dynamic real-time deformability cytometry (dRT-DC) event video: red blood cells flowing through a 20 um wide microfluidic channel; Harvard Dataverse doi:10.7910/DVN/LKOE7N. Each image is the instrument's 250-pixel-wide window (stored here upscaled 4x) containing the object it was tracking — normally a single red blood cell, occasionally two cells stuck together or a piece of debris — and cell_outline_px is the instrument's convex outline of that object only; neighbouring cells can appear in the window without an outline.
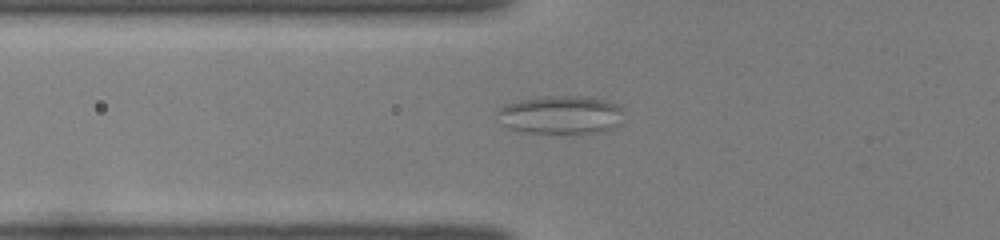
{"species": "common noctule bat (a hibernating species)", "species_latin": "Nyctalus noctula", "temperature_condition": "room temperature", "stored_images_in_passage": 39, "camera_frame_rate_fps": 3000, "um_per_image_px": 0.085, "animal": {"sex": "female", "body_mass_g": 22.0, "forearm_length_mm": 56.7}, "frame": {"image": 1, "passage_image": 6, "time_ms": 1.667, "image_size_px": [1000, 240], "cell_outline_px": [[620, 124], [612, 128], [596, 132], [524, 132], [512, 128], [504, 124], [496, 112], [504, 104], [516, 100], [544, 96], [588, 96], [604, 100], [616, 104], [620, 108]], "centroid_in_image_um": [47.63, 9.73], "position_along_channel_um": 78.2, "area_um2": 27.69}}
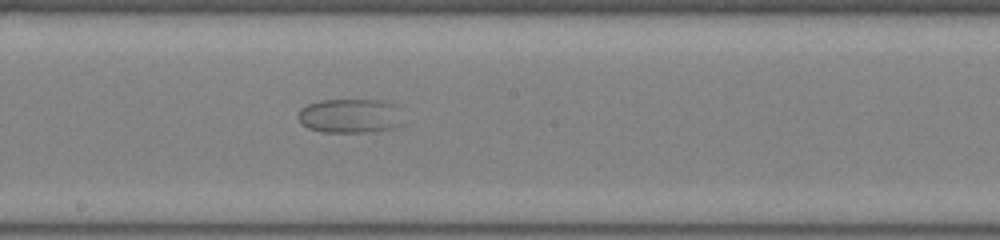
{"frame": {"image": 2, "passage_image": 17, "time_ms": 5.333, "image_size_px": [1000, 240], "cell_outline_px": [[404, 124], [392, 128], [372, 132], [320, 132], [308, 128], [300, 124], [300, 108], [308, 104], [320, 100], [384, 100], [396, 104]], "centroid_in_image_um": [29.79, 9.85], "position_along_channel_um": 218.4, "area_um2": 21.21}}
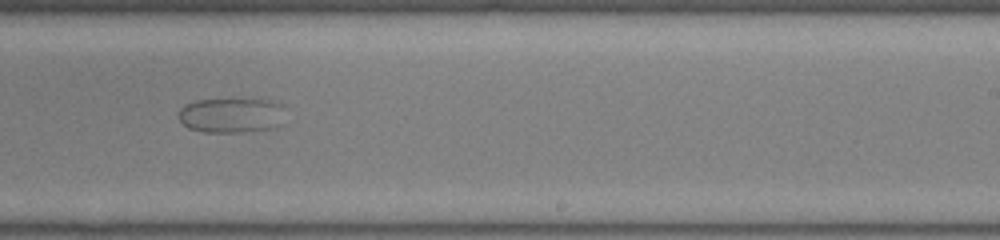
{"frame": {"image": 3, "passage_image": 21, "time_ms": 6.667, "image_size_px": [1000, 240], "cell_outline_px": [[284, 104], [280, 124], [276, 128], [240, 132], [204, 132], [188, 128], [180, 120], [180, 108], [184, 104], [196, 100], [232, 96], [244, 96], [272, 100]], "centroid_in_image_um": [19.69, 9.72], "position_along_channel_um": 269.3, "area_um2": 22.89}}